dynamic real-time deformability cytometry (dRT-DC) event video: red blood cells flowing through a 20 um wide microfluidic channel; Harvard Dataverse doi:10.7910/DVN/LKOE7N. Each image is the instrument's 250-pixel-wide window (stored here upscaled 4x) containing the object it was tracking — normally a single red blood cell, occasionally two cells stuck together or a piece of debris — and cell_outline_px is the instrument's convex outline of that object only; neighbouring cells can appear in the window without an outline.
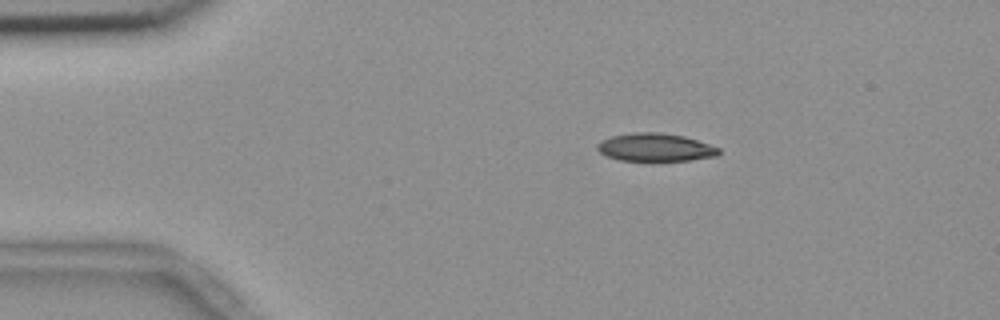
{"species": "common noctule bat (a hibernating species)", "species_latin": "Nyctalus noctula", "temperature_condition": "room temperature", "stored_images_in_passage": 46, "camera_frame_rate_fps": 3000, "um_per_image_px": 0.085, "animal": {"sex": "female", "body_mass_g": 18.4}, "frame": {"image": 1, "passage_image": 1, "time_ms": 0.0, "image_size_px": [1000, 320], "cell_outline_px": [[720, 152], [716, 156], [688, 160], [620, 160], [608, 156], [600, 152], [596, 148], [596, 144], [600, 140], [612, 136], [632, 132], [660, 132], [684, 136], [720, 148]], "centroid_in_image_um": [55.67, 12.51], "position_along_channel_um": 29.3, "area_um2": 19.65}}
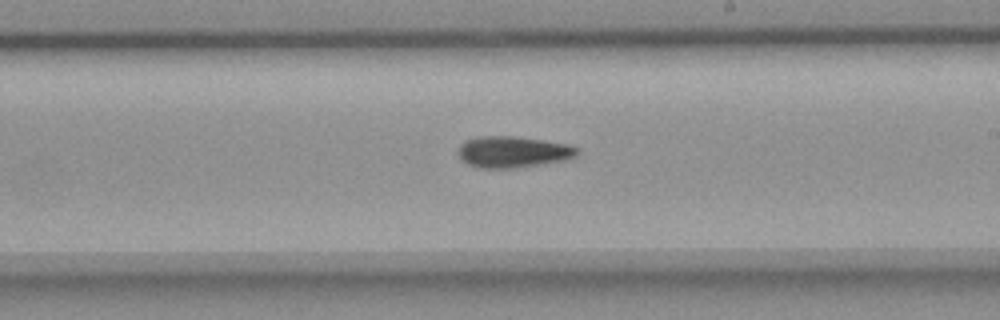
{"frame": {"image": 2, "passage_image": 23, "time_ms": 7.333, "image_size_px": [1000, 320], "cell_outline_px": [[580, 152], [576, 156], [564, 160], [512, 168], [480, 168], [468, 164], [460, 160], [456, 152], [460, 144], [464, 140], [476, 136], [512, 136], [544, 140], [568, 144], [580, 148]], "centroid_in_image_um": [43.56, 12.9], "position_along_channel_um": 245.4, "area_um2": 21.96}}
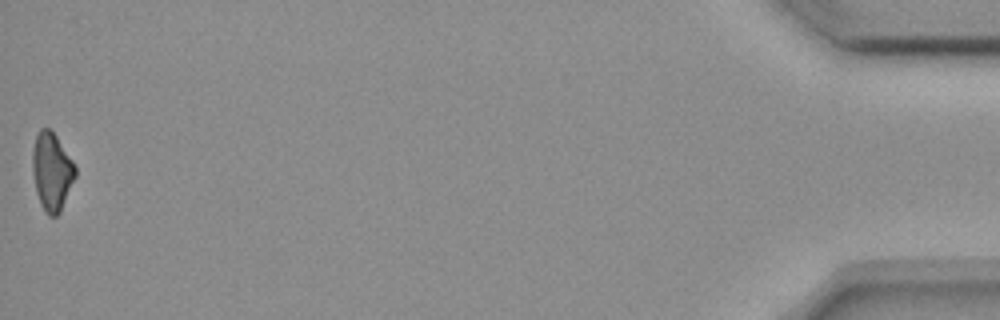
{"frame": {"image": 3, "passage_image": 46, "time_ms": 15.0, "image_size_px": [1000, 320], "cell_outline_px": [[76, 176], [60, 212], [56, 216], [48, 216], [44, 212], [40, 204], [36, 192], [32, 172], [32, 152], [36, 136], [40, 128], [48, 128], [56, 136], [72, 160], [76, 168]], "centroid_in_image_um": [4.39, 14.61], "position_along_channel_um": 430.8, "area_um2": 19.42}, "authors_computed_cell_mechanics": {"area_um2": 20.6346, "velocity_mm_per_s": 3.6937, "shape_relaxation_time_tau1_ms": 7.6871, "shape_relaxation_time_tau2_ms": null, "deformation_change_tau1": 0.176, "deformation_change_tau2": null}}